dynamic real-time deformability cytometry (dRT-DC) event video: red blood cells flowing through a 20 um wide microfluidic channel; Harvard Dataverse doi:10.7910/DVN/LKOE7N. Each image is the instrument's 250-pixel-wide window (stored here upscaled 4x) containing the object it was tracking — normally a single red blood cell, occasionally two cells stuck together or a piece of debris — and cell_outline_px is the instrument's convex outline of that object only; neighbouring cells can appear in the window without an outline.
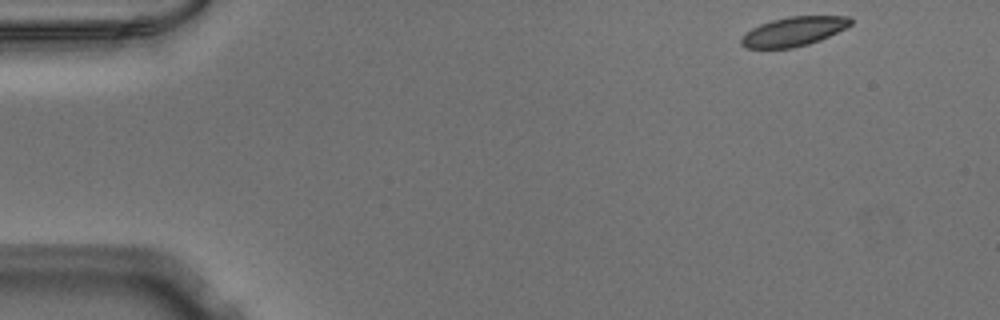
{"species": "Egyptian fruit bat (a non-hibernating species)", "species_latin": "Rousettus aegyptiacus", "temperature_condition": "warm", "stored_images_in_passage": 48, "camera_frame_rate_fps": 3000, "um_per_image_px": 0.085, "animal": {"sex": "male"}, "frame": {"image": 1, "passage_image": 1, "time_ms": 0.0, "image_size_px": [1000, 320], "cell_outline_px": [[852, 24], [820, 40], [808, 44], [792, 48], [744, 48], [740, 44], [740, 36], [752, 28], [760, 24], [772, 20], [788, 16], [852, 16]], "centroid_in_image_um": [67.42, 2.67], "position_along_channel_um": 17.6, "area_um2": 18.67}}
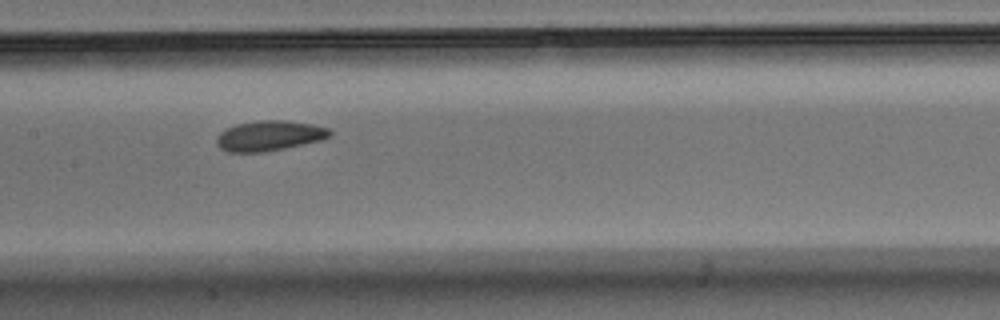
{"frame": {"image": 2, "passage_image": 22, "time_ms": 7.0, "image_size_px": [1000, 320], "cell_outline_px": [[332, 136], [320, 140], [284, 148], [264, 152], [228, 152], [220, 148], [216, 144], [216, 136], [220, 132], [236, 124], [256, 120], [284, 120], [312, 124], [328, 128], [332, 132]], "centroid_in_image_um": [22.87, 11.53], "position_along_channel_um": 184.5, "area_um2": 19.94}}
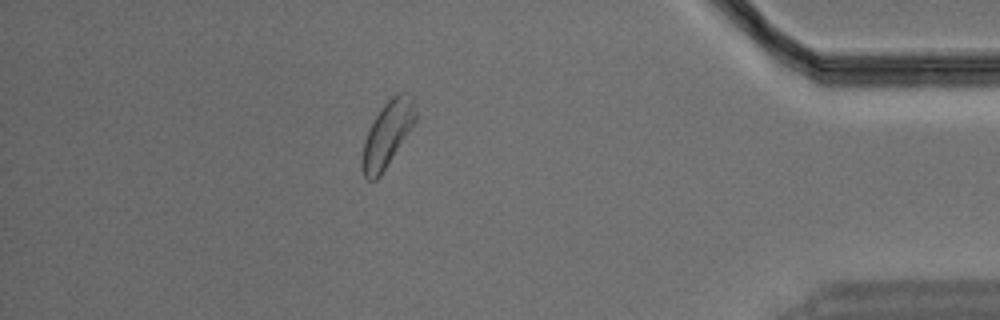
{"frame": {"image": 3, "passage_image": 42, "time_ms": 13.667, "image_size_px": [1000, 320], "cell_outline_px": [[416, 120], [380, 176], [376, 180], [368, 180], [364, 176], [364, 140], [376, 116], [384, 104], [396, 92], [412, 92], [416, 108]], "centroid_in_image_um": [32.99, 11.31], "position_along_channel_um": 402.2, "area_um2": 19.71}}